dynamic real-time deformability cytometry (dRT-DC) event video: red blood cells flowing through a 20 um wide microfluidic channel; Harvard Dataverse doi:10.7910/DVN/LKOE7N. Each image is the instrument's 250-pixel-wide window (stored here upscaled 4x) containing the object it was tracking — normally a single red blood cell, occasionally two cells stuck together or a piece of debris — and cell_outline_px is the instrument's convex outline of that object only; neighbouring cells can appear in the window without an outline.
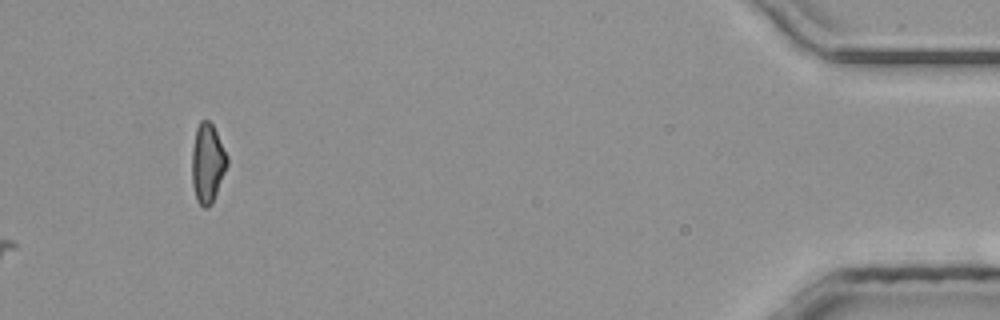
{"species": "common noctule bat (a hibernating species)", "species_latin": "Nyctalus noctula", "temperature_condition": "room temperature", "stored_images_in_passage": 45, "segment_of_instrument_passage": [2, 2], "camera_frame_rate_fps": 3000, "um_per_image_px": 0.085, "animal": {"sex": "male", "body_mass_g": 20.4}, "frame": {"image": 1, "passage_image": 45, "time_ms": 14.667, "image_size_px": [1000, 320], "cell_outline_px": [[228, 164], [212, 204], [208, 208], [204, 208], [196, 200], [192, 184], [192, 148], [196, 128], [200, 120], [208, 120], [212, 124], [228, 156]], "centroid_in_image_um": [17.63, 13.88], "position_along_channel_um": 417.6, "area_um2": 16.36}}